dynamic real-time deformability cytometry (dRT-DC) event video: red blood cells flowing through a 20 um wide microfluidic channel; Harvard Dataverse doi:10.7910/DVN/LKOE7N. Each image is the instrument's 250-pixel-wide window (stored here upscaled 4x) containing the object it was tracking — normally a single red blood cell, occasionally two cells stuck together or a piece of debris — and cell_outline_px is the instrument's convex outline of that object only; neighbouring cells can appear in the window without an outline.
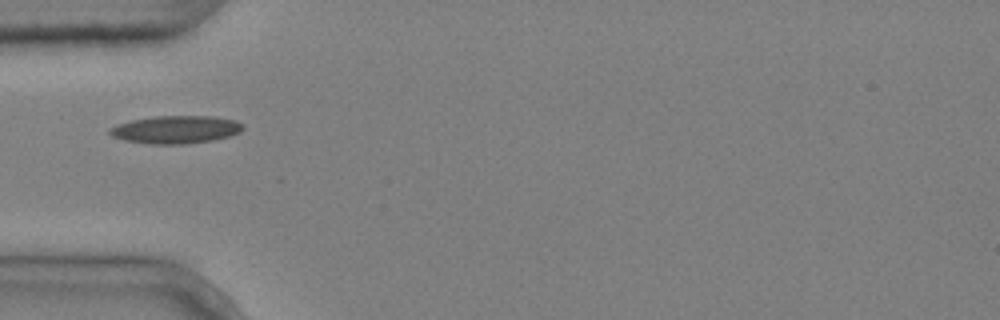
{"species": "common noctule bat (a hibernating species)", "species_latin": "Nyctalus noctula", "temperature_condition": "cold", "stored_images_in_passage": 4, "camera_frame_rate_fps": 3000, "um_per_image_px": 0.085, "animal": {"sex": "male", "body_mass_g": 20.4}, "frame": {"image": 1, "passage_image": 2, "time_ms": 0.333, "image_size_px": [1000, 320], "cell_outline_px": [[244, 128], [240, 132], [228, 136], [212, 140], [188, 144], [148, 144], [124, 140], [112, 136], [108, 132], [108, 128], [116, 124], [132, 120], [156, 116], [216, 116], [236, 120], [244, 124]], "centroid_in_image_um": [14.94, 11.01], "position_along_channel_um": 70.1, "area_um2": 21.79}}